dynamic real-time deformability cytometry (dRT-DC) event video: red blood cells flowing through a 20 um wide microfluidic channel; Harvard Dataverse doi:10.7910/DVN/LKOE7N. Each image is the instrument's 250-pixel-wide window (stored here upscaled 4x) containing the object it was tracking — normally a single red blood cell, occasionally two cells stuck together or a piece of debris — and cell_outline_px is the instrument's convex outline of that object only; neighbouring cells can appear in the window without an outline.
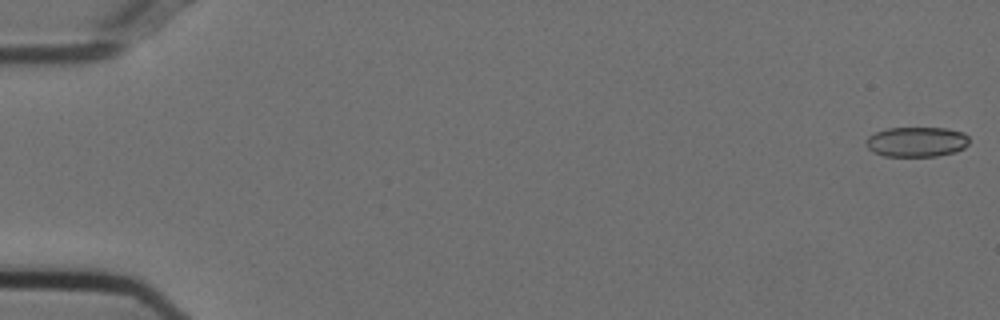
{"species": "Egyptian fruit bat (a non-hibernating species)", "species_latin": "Rousettus aegyptiacus", "temperature_condition": "cold", "stored_images_in_passage": 55, "camera_frame_rate_fps": 3000, "um_per_image_px": 0.085, "animal": {"sex": "female"}, "frame": {"image": 1, "passage_image": 1, "time_ms": 0.0, "image_size_px": [1000, 320], "cell_outline_px": [[968, 144], [964, 148], [956, 152], [936, 156], [884, 156], [872, 152], [864, 144], [864, 140], [868, 136], [876, 132], [888, 128], [948, 128], [964, 132], [968, 136]], "centroid_in_image_um": [77.89, 12.05], "position_along_channel_um": 7.1, "area_um2": 18.26}}
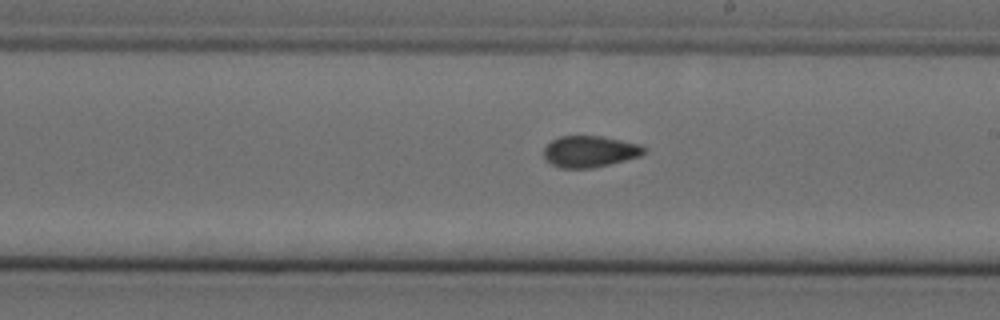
{"frame": {"image": 2, "passage_image": 32, "time_ms": 10.333, "image_size_px": [1000, 320], "cell_outline_px": [[648, 148], [640, 156], [592, 168], [560, 168], [552, 164], [544, 156], [544, 148], [552, 140], [560, 136], [600, 136], [640, 144]], "centroid_in_image_um": [50.14, 12.87], "position_along_channel_um": 238.9, "area_um2": 18.15}}
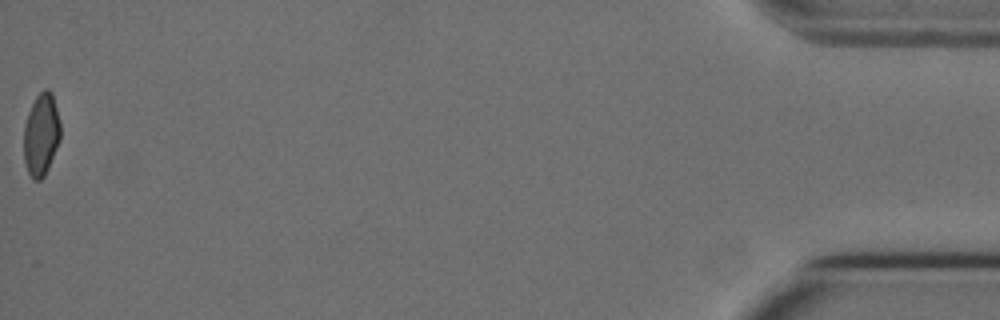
{"frame": {"image": 3, "passage_image": 55, "time_ms": 18.0, "image_size_px": [1000, 320], "cell_outline_px": [[60, 140], [48, 168], [44, 176], [40, 180], [32, 180], [28, 172], [24, 160], [24, 124], [28, 112], [36, 96], [44, 88], [48, 88], [52, 92], [60, 120]], "centroid_in_image_um": [3.5, 11.42], "position_along_channel_um": 431.7, "area_um2": 17.74}, "authors_computed_cell_mechanics": {"area_um2": 18.496, "velocity_mm_per_s": 3.7472, "shape_relaxation_time_tau1_ms": null, "shape_relaxation_time_tau2_ms": 2.7149, "deformation_change_tau1": null, "deformation_change_tau2": 0.0762}}